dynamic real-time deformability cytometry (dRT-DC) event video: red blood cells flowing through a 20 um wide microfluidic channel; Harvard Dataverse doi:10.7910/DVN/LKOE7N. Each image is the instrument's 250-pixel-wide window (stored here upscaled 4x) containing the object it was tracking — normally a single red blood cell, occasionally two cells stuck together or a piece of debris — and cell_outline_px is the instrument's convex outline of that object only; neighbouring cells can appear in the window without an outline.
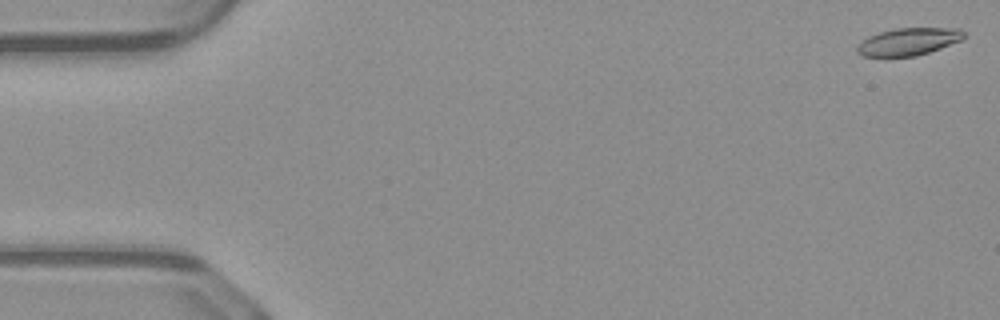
{"species": "common noctule bat (a hibernating species)", "species_latin": "Nyctalus noctula", "temperature_condition": "warm", "stored_images_in_passage": 50, "camera_frame_rate_fps": 3000, "um_per_image_px": 0.085, "animal": {"sex": "male", "body_mass_g": 23.1, "forearm_length_mm": 52.7}, "frame": {"image": 1, "passage_image": 1, "time_ms": 0.0, "image_size_px": [1000, 320], "cell_outline_px": [[964, 36], [960, 40], [940, 48], [916, 56], [864, 56], [856, 52], [856, 48], [868, 36], [880, 32], [896, 28], [960, 28], [964, 32]], "centroid_in_image_um": [77.21, 3.53], "position_along_channel_um": 7.8, "area_um2": 16.76}}
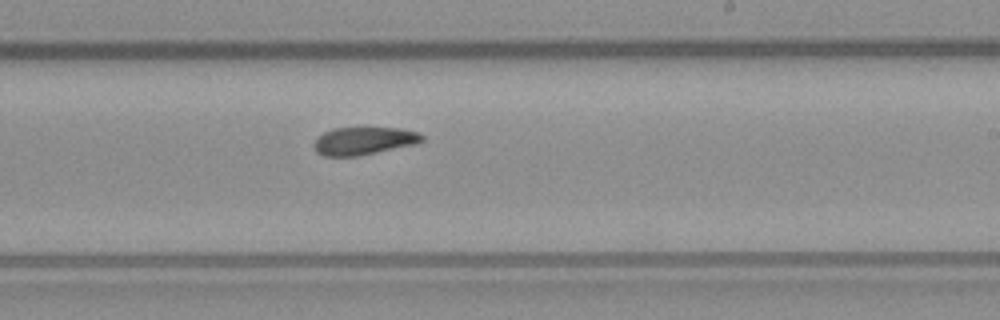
{"frame": {"image": 2, "passage_image": 30, "time_ms": 9.667, "image_size_px": [1000, 320], "cell_outline_px": [[424, 140], [416, 144], [356, 156], [324, 156], [316, 152], [312, 144], [316, 136], [332, 128], [400, 128], [416, 132], [424, 136]], "centroid_in_image_um": [30.87, 11.97], "position_along_channel_um": 258.1, "area_um2": 17.51}}
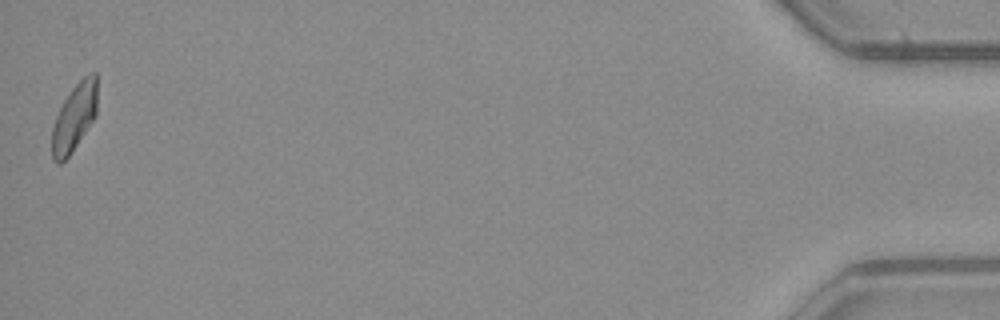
{"frame": {"image": 3, "passage_image": 50, "time_ms": 16.333, "image_size_px": [1000, 320], "cell_outline_px": [[96, 116], [68, 156], [60, 164], [56, 164], [52, 160], [52, 128], [56, 116], [64, 100], [72, 88], [84, 76], [92, 72], [96, 72]], "centroid_in_image_um": [6.3, 9.99], "position_along_channel_um": 428.9, "area_um2": 17.51}, "authors_computed_cell_mechanics": {"area_um2": 17.9758, "velocity_mm_per_s": 4.1077, "shape_relaxation_time_tau1_ms": 5.752, "shape_relaxation_time_tau2_ms": 4.7122, "deformation_change_tau1": 0.1551, "deformation_change_tau2": 0.1257}}